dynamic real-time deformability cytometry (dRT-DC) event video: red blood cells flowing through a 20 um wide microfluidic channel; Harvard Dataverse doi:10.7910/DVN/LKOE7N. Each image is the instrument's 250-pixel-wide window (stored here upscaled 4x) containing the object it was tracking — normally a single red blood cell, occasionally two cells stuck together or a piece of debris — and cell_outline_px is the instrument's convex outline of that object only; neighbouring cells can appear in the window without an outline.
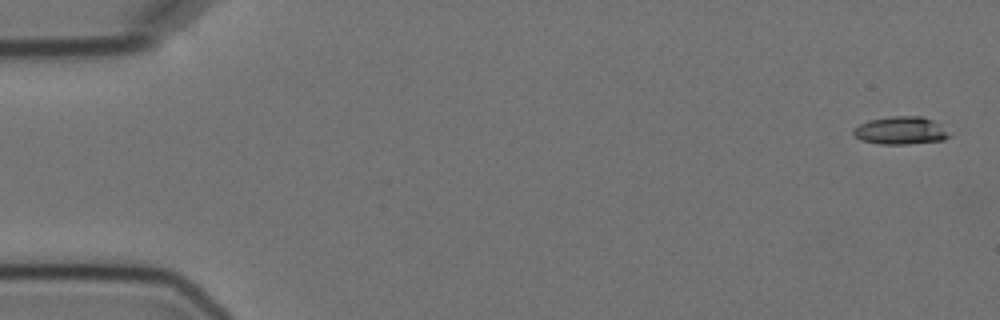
{"species": "Egyptian fruit bat (a non-hibernating species)", "species_latin": "Rousettus aegyptiacus", "temperature_condition": "cold", "stored_images_in_passage": 6, "camera_frame_rate_fps": 3000, "um_per_image_px": 0.085, "animal": {"sex": "female"}, "frame": {"image": 1, "passage_image": 1, "time_ms": 0.0, "image_size_px": [1000, 320], "cell_outline_px": [[952, 136], [944, 140], [908, 144], [880, 144], [860, 140], [852, 132], [852, 128], [868, 120], [892, 116], [920, 116], [932, 120], [940, 124]], "centroid_in_image_um": [76.55, 11.1], "position_along_channel_um": 8.4, "area_um2": 15.61}}
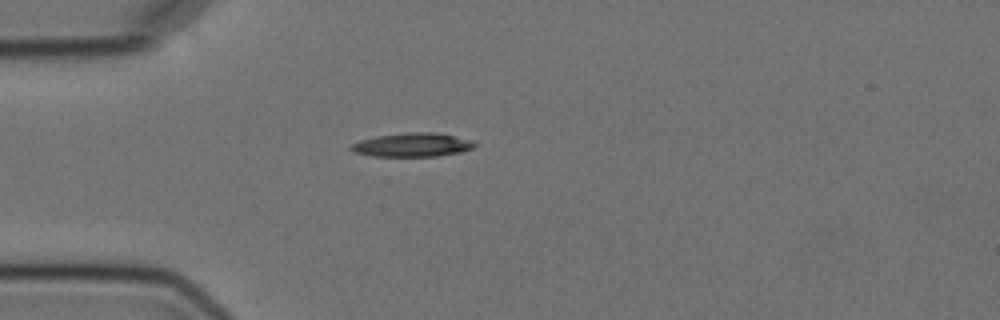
{"frame": {"image": 2, "passage_image": 5, "time_ms": 4.667, "image_size_px": [1000, 320], "cell_outline_px": [[476, 144], [472, 148], [460, 152], [436, 156], [372, 156], [352, 152], [348, 148], [352, 144], [360, 140], [376, 136], [408, 132], [436, 132], [476, 140]], "centroid_in_image_um": [35.06, 12.3], "position_along_channel_um": 49.9, "area_um2": 17.28}}